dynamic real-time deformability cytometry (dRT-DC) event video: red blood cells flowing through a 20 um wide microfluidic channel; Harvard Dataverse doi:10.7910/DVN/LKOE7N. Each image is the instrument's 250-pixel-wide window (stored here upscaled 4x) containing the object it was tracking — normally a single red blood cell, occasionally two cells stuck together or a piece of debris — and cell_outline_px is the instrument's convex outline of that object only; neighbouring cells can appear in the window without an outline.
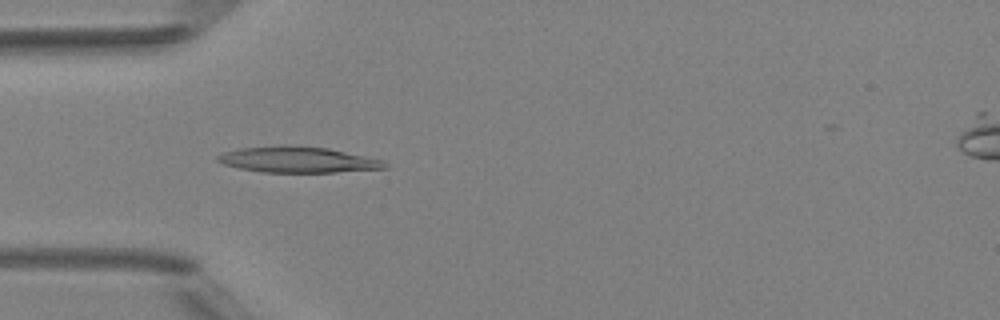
{"species": "Egyptian fruit bat (a non-hibernating species)", "species_latin": "Rousettus aegyptiacus", "temperature_condition": "room temperature", "stored_images_in_passage": 6, "camera_frame_rate_fps": 3000, "um_per_image_px": 0.085, "animal": {"sex": "female"}, "frame": {"image": 1, "passage_image": 4, "time_ms": 4.333, "image_size_px": [1000, 320], "cell_outline_px": [[388, 168], [336, 172], [260, 172], [240, 168], [224, 164], [216, 160], [216, 156], [220, 152], [240, 148], [280, 144], [328, 148], [364, 156], [380, 160], [388, 164]], "centroid_in_image_um": [25.24, 13.56], "position_along_channel_um": 59.8, "area_um2": 25.32}}
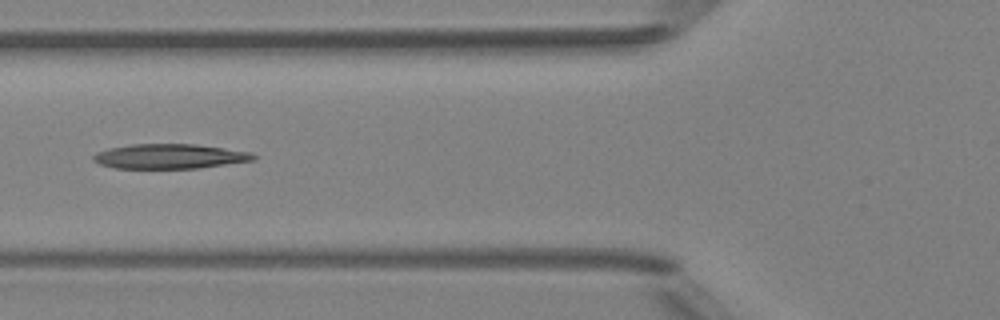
{"frame": {"image": 2, "passage_image": 5, "time_ms": 5.667, "image_size_px": [1000, 320], "cell_outline_px": [[256, 160], [200, 168], [116, 168], [100, 164], [92, 160], [92, 156], [96, 152], [108, 148], [132, 144], [196, 144], [252, 152], [256, 156]], "centroid_in_image_um": [14.43, 13.28], "position_along_channel_um": 111.4, "area_um2": 23.18}}
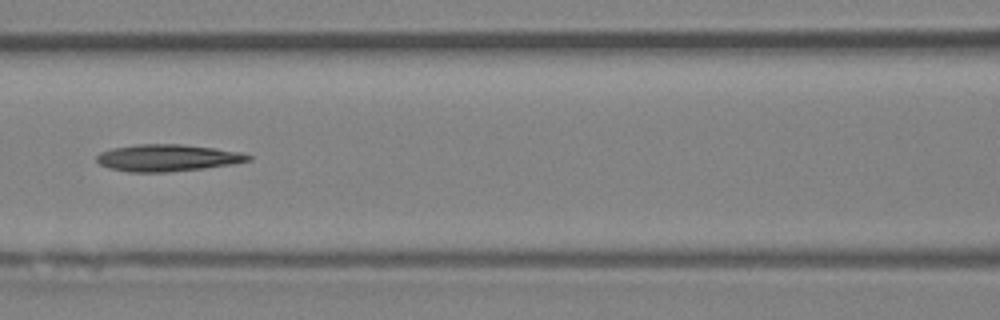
{"frame": {"image": 3, "passage_image": 6, "time_ms": 6.667, "image_size_px": [1000, 320], "cell_outline_px": [[252, 160], [232, 164], [204, 168], [168, 172], [128, 172], [108, 168], [100, 164], [96, 160], [96, 156], [100, 152], [112, 148], [136, 144], [180, 144], [212, 148], [240, 152], [252, 156]], "centroid_in_image_um": [14.2, 13.42], "position_along_channel_um": 152.4, "area_um2": 23.76}}